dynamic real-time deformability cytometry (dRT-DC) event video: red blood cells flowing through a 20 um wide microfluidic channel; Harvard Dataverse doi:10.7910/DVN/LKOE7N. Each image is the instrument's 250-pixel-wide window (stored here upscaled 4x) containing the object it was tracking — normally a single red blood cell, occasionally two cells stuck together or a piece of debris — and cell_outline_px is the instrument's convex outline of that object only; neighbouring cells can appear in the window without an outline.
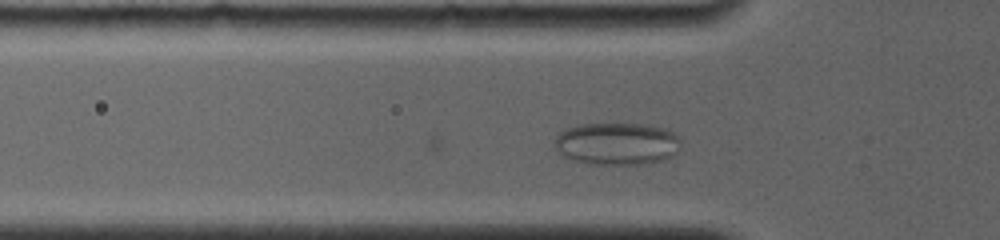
{"species": "common noctule bat (a hibernating species)", "species_latin": "Nyctalus noctula", "temperature_condition": "room temperature", "stored_images_in_passage": 7, "camera_frame_rate_fps": 4000, "um_per_image_px": 0.085, "animal": {"sex": "female", "body_mass_g": 19.0, "forearm_length_mm": 56.7}, "frame": {"image": 1, "passage_image": 7, "time_ms": 2.0, "image_size_px": [1000, 240], "cell_outline_px": [[680, 140], [676, 152], [672, 156], [664, 160], [640, 164], [592, 164], [576, 160], [564, 156], [552, 144], [560, 128], [580, 124], [644, 124], [668, 128], [680, 136]], "centroid_in_image_um": [52.42, 12.19], "position_along_channel_um": 73.4, "area_um2": 31.5}}